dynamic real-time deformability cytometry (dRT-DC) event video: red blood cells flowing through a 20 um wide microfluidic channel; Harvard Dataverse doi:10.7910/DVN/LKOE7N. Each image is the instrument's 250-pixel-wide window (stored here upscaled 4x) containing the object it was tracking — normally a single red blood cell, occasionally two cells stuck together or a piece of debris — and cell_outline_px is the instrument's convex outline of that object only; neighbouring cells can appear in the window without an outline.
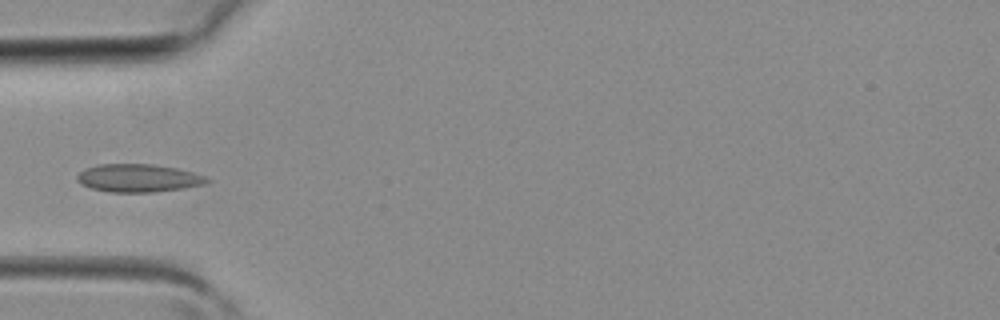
{"species": "common noctule bat (a hibernating species)", "species_latin": "Nyctalus noctula", "temperature_condition": "room temperature", "stored_images_in_passage": 3, "camera_frame_rate_fps": 3000, "um_per_image_px": 0.085, "animal": {"sex": "female", "body_mass_g": 19.3, "forearm_length_mm": 54.1}, "frame": {"image": 1, "passage_image": 3, "time_ms": 0.667, "image_size_px": [1000, 320], "cell_outline_px": [[212, 180], [208, 184], [184, 188], [152, 192], [108, 192], [92, 188], [80, 184], [76, 180], [76, 176], [84, 168], [96, 164], [152, 164], [176, 168], [192, 172], [204, 176]], "centroid_in_image_um": [11.75, 15.13], "position_along_channel_um": 73.3, "area_um2": 21.33}}